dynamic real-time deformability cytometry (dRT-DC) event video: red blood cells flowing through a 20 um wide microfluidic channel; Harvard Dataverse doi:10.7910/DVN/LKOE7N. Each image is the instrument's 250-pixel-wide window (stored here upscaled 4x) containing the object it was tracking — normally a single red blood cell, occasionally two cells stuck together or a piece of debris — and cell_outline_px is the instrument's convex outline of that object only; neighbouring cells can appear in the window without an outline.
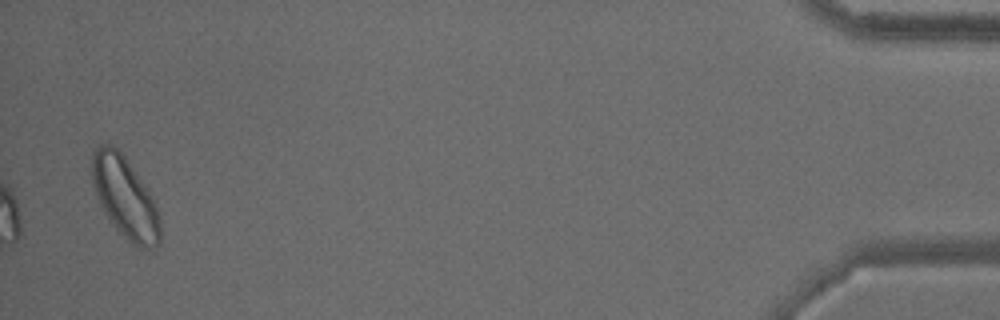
{"species": "common noctule bat (a hibernating species)", "species_latin": "Nyctalus noctula", "temperature_condition": "warm", "stored_images_in_passage": 31, "camera_frame_rate_fps": 3000, "um_per_image_px": 0.085, "animal": {"sex": "male", "body_mass_g": 15.6}, "frame": {"image": 1, "passage_image": 31, "time_ms": 10.0, "image_size_px": [1000, 320], "cell_outline_px": [[160, 244], [152, 252], [136, 248], [116, 228], [104, 212], [96, 192], [92, 180], [92, 148], [96, 144], [112, 144], [124, 156], [144, 184], [152, 196], [156, 204], [160, 220]], "centroid_in_image_um": [10.65, 16.82], "position_along_channel_um": 424.5, "area_um2": 32.43}}